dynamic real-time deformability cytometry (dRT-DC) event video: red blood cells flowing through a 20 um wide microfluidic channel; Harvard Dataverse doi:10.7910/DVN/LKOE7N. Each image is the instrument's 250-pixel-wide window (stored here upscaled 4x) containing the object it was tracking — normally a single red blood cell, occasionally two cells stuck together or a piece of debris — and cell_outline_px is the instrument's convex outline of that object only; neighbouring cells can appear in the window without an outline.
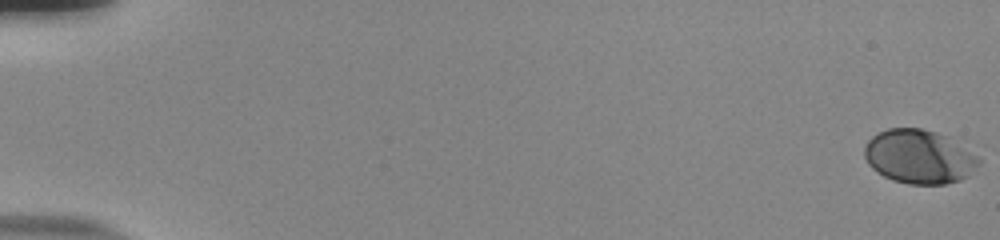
{"species": "human", "species_latin": "Homo sapiens", "temperature_condition": "room temperature", "stored_images_in_passage": 56, "camera_frame_rate_fps": 3000, "um_per_image_px": 0.085, "donor": {"sex": "male"}, "frame": {"image": 1, "passage_image": 1, "time_ms": 0.0, "image_size_px": [1000, 240], "cell_outline_px": [[984, 160], [968, 176], [960, 180], [944, 184], [908, 184], [892, 180], [876, 172], [868, 164], [864, 156], [864, 148], [868, 140], [872, 136], [888, 128], [920, 128], [936, 132], [948, 136]], "centroid_in_image_um": [78.14, 13.32], "position_along_channel_um": 6.9, "area_um2": 36.18}}
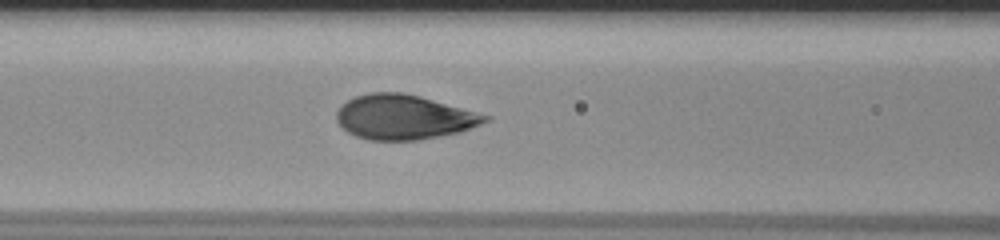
{"frame": {"image": 2, "passage_image": 26, "time_ms": 8.333, "image_size_px": [1000, 240], "cell_outline_px": [[492, 120], [460, 132], [420, 140], [368, 140], [356, 136], [348, 132], [336, 120], [336, 112], [348, 100], [356, 96], [368, 92], [404, 92], [420, 96], [492, 116]], "centroid_in_image_um": [34.37, 9.95], "position_along_channel_um": 132.2, "area_um2": 38.73}}
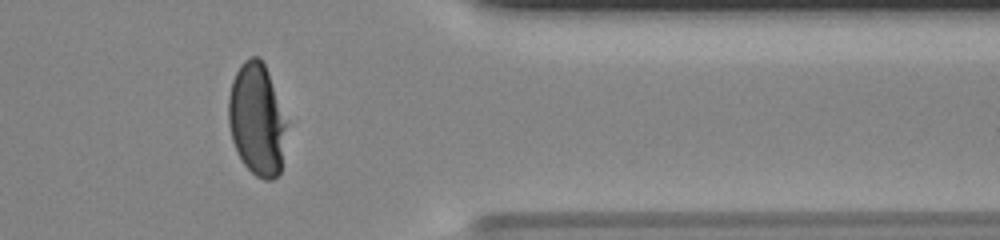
{"frame": {"image": 3, "passage_image": 47, "time_ms": 15.333, "image_size_px": [1000, 240], "cell_outline_px": [[284, 128], [280, 172], [272, 180], [264, 180], [256, 176], [244, 164], [236, 152], [232, 140], [228, 124], [228, 96], [232, 80], [240, 64], [244, 60], [252, 56], [260, 56], [268, 72], [284, 124]], "centroid_in_image_um": [21.75, 10.15], "position_along_channel_um": 389.7, "area_um2": 36.99}, "authors_computed_cell_mechanics": {"area_um2": 38.1191, "velocity_mm_per_s": 3.8228, "shape_relaxation_time_tau1_ms": 3.6504, "shape_relaxation_time_tau2_ms": null, "deformation_change_tau1": 0.1844, "deformation_change_tau2": null}}